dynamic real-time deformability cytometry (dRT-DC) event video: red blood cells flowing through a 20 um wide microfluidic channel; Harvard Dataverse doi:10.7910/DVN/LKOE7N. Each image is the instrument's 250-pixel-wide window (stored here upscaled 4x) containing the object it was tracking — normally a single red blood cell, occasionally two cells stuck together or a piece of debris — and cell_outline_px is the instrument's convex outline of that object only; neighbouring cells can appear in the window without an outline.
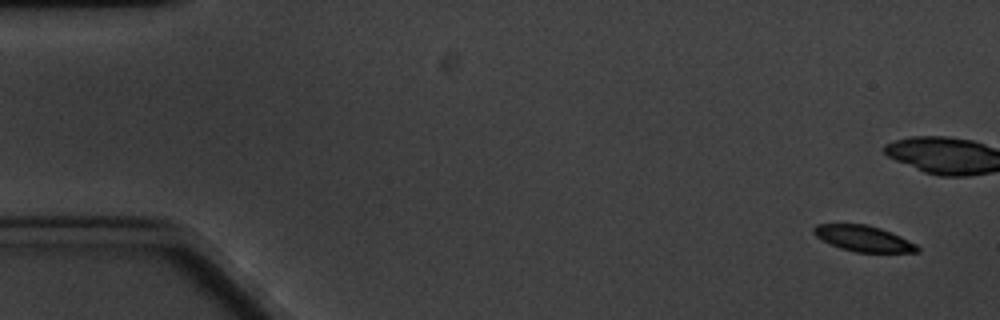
{"species": "common noctule bat (a hibernating species)", "species_latin": "Nyctalus noctula", "temperature_condition": "cold", "stored_images_in_passage": 11, "camera_frame_rate_fps": 3000, "um_per_image_px": 0.085, "animal": {"sex": "male", "body_mass_g": 20.1, "forearm_length_mm": 53.5}, "frame": {"image": 1, "passage_image": 1, "time_ms": 0.0, "image_size_px": [1000, 320], "cell_outline_px": [[920, 252], [856, 252], [840, 248], [816, 236], [812, 232], [812, 228], [816, 224], [864, 224], [880, 228], [900, 236], [916, 244], [920, 248]], "centroid_in_image_um": [73.4, 20.27], "position_along_channel_um": 11.6, "area_um2": 15.43}}